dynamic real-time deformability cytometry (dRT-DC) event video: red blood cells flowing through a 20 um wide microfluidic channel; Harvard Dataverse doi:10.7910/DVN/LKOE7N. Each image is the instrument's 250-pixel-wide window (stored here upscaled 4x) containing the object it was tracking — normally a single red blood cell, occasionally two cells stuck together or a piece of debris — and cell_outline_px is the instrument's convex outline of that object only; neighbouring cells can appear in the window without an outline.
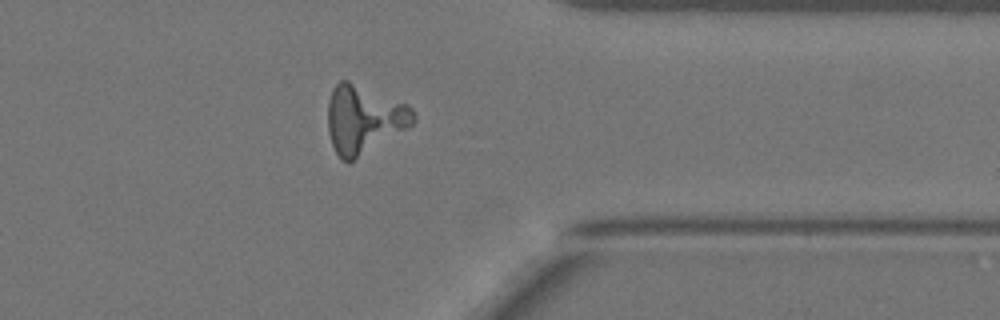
{"species": "Egyptian fruit bat (a non-hibernating species)", "species_latin": "Rousettus aegyptiacus", "temperature_condition": "warm", "stored_images_in_passage": 51, "camera_frame_rate_fps": 3000, "um_per_image_px": 0.085, "animal": {"sex": "female"}, "frame": {"image": 1, "passage_image": 41, "time_ms": 13.333, "image_size_px": [1000, 320], "cell_outline_px": [[416, 120], [408, 128], [348, 164], [340, 160], [332, 144], [328, 132], [328, 100], [332, 88], [340, 80], [348, 80], [408, 104], [412, 108], [416, 116]], "centroid_in_image_um": [30.92, 10.15], "position_along_channel_um": 380.5, "area_um2": 34.22}}
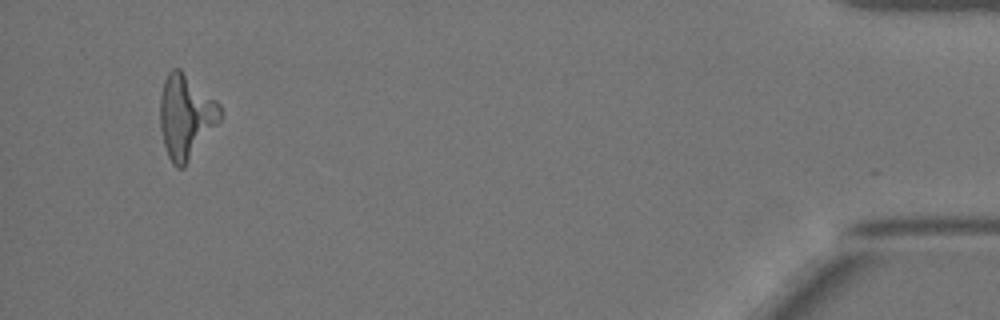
{"frame": {"image": 2, "passage_image": 49, "time_ms": 16.0, "image_size_px": [1000, 320], "cell_outline_px": [[220, 120], [184, 168], [176, 168], [172, 164], [168, 156], [164, 144], [160, 128], [160, 96], [164, 80], [168, 72], [172, 68], [180, 68], [216, 100], [220, 104]], "centroid_in_image_um": [15.77, 9.9], "position_along_channel_um": 419.4, "area_um2": 29.36}, "authors_computed_cell_mechanics": {"area_um2": 26.2412, "velocity_mm_per_s": 3.9384, "shape_relaxation_time_tau1_ms": 0.1705, "shape_relaxation_time_tau2_ms": null, "deformation_change_tau1": 0.3523, "deformation_change_tau2": null}}